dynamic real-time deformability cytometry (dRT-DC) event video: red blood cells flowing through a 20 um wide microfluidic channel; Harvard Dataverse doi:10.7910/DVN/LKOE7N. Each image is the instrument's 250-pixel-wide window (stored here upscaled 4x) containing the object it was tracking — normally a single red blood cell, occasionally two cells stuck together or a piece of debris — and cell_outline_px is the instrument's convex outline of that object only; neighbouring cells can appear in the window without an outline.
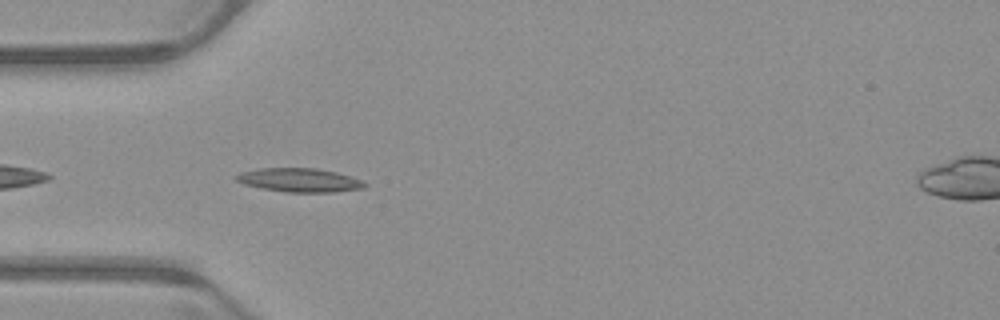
{"species": "common noctule bat (a hibernating species)", "species_latin": "Nyctalus noctula", "temperature_condition": "warm", "stored_images_in_passage": 37, "camera_frame_rate_fps": 3000, "um_per_image_px": 0.085, "animal": {"sex": "male", "body_mass_g": 23.1, "forearm_length_mm": 52.7}, "frame": {"image": 1, "passage_image": 1, "time_ms": 0.0, "image_size_px": [1000, 320], "cell_outline_px": [[368, 184], [364, 188], [332, 192], [288, 192], [264, 188], [244, 184], [236, 180], [232, 176], [240, 172], [260, 168], [316, 168], [336, 172], [364, 180]], "centroid_in_image_um": [25.47, 15.3], "position_along_channel_um": 59.5, "area_um2": 17.8}}
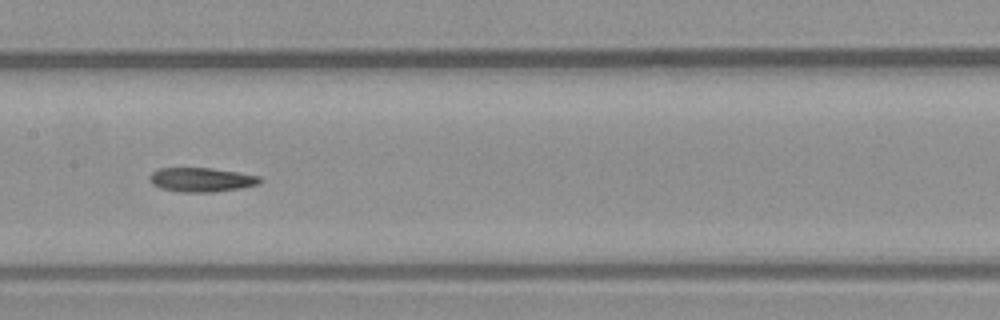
{"frame": {"image": 2, "passage_image": 11, "time_ms": 3.333, "image_size_px": [1000, 320], "cell_outline_px": [[264, 180], [260, 184], [240, 188], [212, 192], [180, 192], [160, 188], [152, 184], [148, 180], [148, 176], [152, 172], [160, 168], [212, 168], [260, 176]], "centroid_in_image_um": [17.11, 15.28], "position_along_channel_um": 190.3, "area_um2": 15.66}}
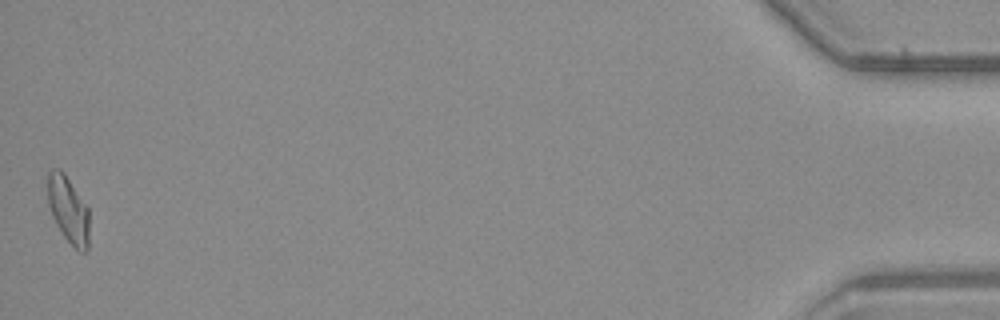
{"frame": {"image": 3, "passage_image": 37, "time_ms": 12.0, "image_size_px": [1000, 320], "cell_outline_px": [[88, 248], [84, 252], [80, 252], [64, 236], [56, 224], [52, 216], [48, 204], [48, 172], [52, 168], [60, 168], [64, 172], [88, 208]], "centroid_in_image_um": [5.79, 17.79], "position_along_channel_um": 429.4, "area_um2": 15.95}, "authors_computed_cell_mechanics": {"area_um2": 15.8372, "velocity_mm_per_s": 3.9673, "shape_relaxation_time_tau1_ms": null, "shape_relaxation_time_tau2_ms": 10.2939, "deformation_change_tau1": null, "deformation_change_tau2": 0.2211}}